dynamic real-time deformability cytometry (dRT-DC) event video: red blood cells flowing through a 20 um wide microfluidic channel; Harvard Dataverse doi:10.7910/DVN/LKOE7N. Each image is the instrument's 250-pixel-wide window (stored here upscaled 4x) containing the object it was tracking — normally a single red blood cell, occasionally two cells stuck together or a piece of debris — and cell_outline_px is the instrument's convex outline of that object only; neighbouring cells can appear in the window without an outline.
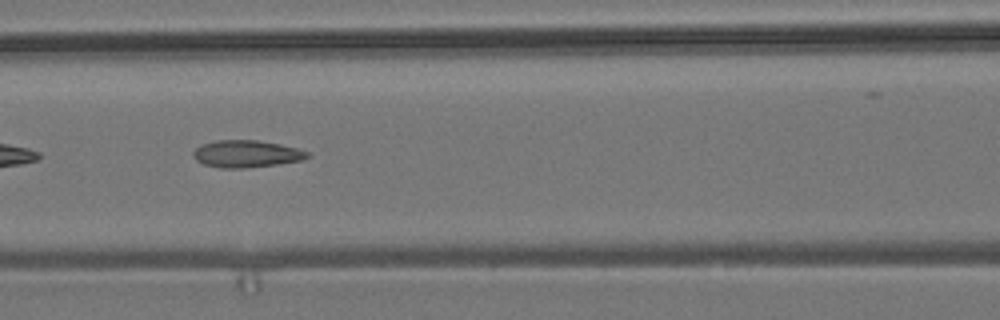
{"species": "common noctule bat (a hibernating species)", "species_latin": "Nyctalus noctula", "temperature_condition": "room temperature", "stored_images_in_passage": 7, "camera_frame_rate_fps": 3000, "um_per_image_px": 0.085, "animal": {"sex": "male", "body_mass_g": 19.2, "forearm_length_mm": 51.8}, "frame": {"image": 1, "passage_image": 5, "time_ms": 5.667, "image_size_px": [1000, 320], "cell_outline_px": [[308, 156], [300, 160], [276, 164], [244, 168], [220, 168], [204, 164], [196, 160], [192, 156], [192, 152], [200, 144], [216, 140], [256, 140], [280, 144], [296, 148], [308, 152]], "centroid_in_image_um": [20.87, 13.07], "position_along_channel_um": 145.7, "area_um2": 17.92}}
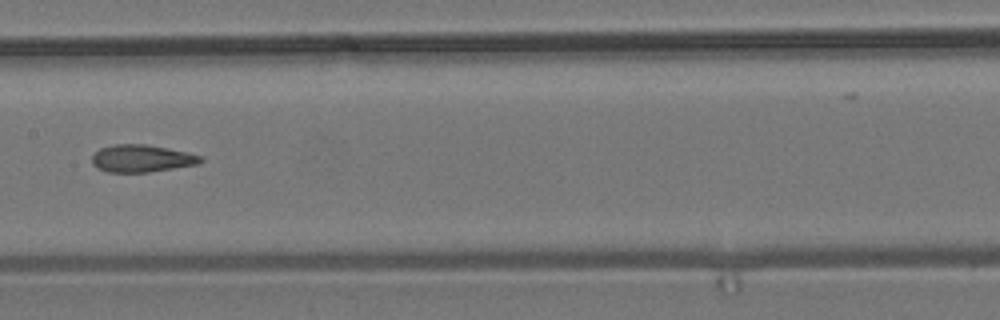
{"frame": {"image": 2, "passage_image": 6, "time_ms": 7.0, "image_size_px": [1000, 320], "cell_outline_px": [[204, 160], [200, 164], [148, 172], [108, 172], [92, 164], [92, 156], [100, 148], [112, 144], [144, 144], [168, 148], [188, 152], [200, 156]], "centroid_in_image_um": [12.06, 13.46], "position_along_channel_um": 195.3, "area_um2": 17.28}}
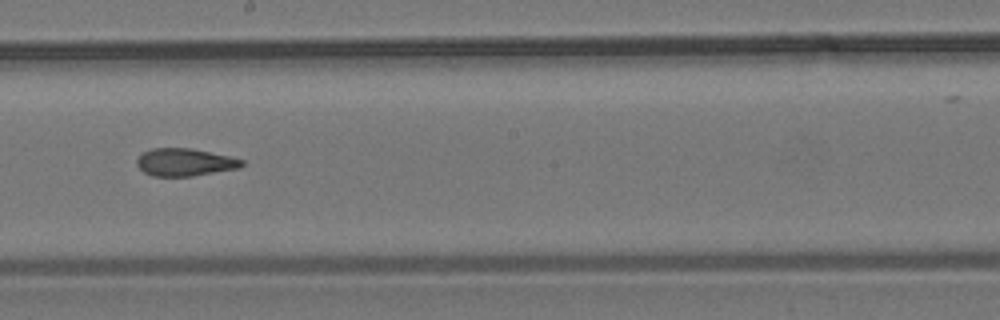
{"frame": {"image": 3, "passage_image": 7, "time_ms": 8.0, "image_size_px": [1000, 320], "cell_outline_px": [[244, 164], [240, 168], [192, 176], [152, 176], [144, 172], [136, 164], [136, 160], [144, 152], [152, 148], [192, 148], [228, 156], [244, 160]], "centroid_in_image_um": [15.71, 13.79], "position_along_channel_um": 232.5, "area_um2": 16.82}}